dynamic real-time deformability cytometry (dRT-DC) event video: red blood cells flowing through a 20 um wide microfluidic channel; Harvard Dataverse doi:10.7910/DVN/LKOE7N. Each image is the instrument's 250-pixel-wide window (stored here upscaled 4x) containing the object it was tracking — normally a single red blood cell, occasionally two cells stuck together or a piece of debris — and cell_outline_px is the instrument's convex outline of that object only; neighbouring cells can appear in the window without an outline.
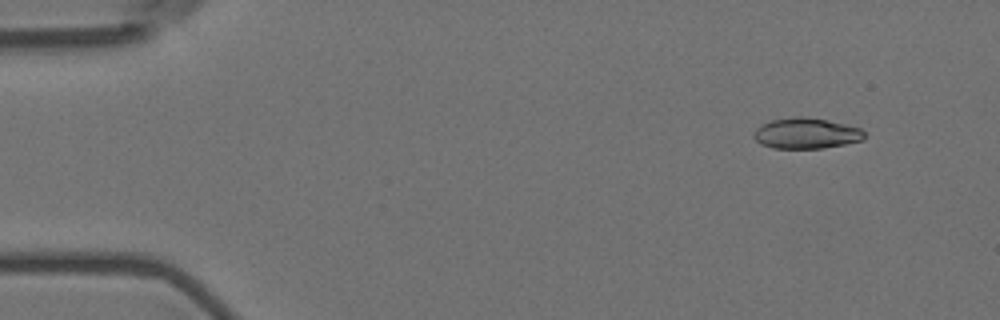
{"species": "Egyptian fruit bat (a non-hibernating species)", "species_latin": "Rousettus aegyptiacus", "temperature_condition": "room temperature", "stored_images_in_passage": 56, "camera_frame_rate_fps": 3000, "um_per_image_px": 0.085, "animal": {"sex": "female"}, "frame": {"image": 1, "passage_image": 5, "time_ms": 1.333, "image_size_px": [1000, 320], "cell_outline_px": [[864, 136], [860, 140], [844, 144], [824, 148], [772, 148], [760, 144], [752, 136], [752, 132], [760, 124], [772, 120], [796, 116], [800, 116], [828, 120], [860, 128], [864, 132]], "centroid_in_image_um": [68.45, 11.33], "position_along_channel_um": 16.5, "area_um2": 19.77}}
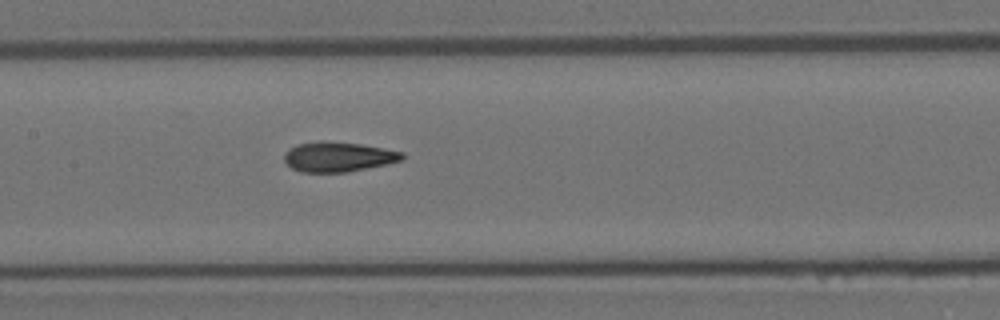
{"frame": {"image": 2, "passage_image": 27, "time_ms": 8.667, "image_size_px": [1000, 320], "cell_outline_px": [[404, 160], [388, 164], [348, 172], [300, 172], [292, 168], [284, 160], [284, 152], [288, 148], [296, 144], [320, 140], [360, 144], [404, 152]], "centroid_in_image_um": [28.74, 13.32], "position_along_channel_um": 178.7, "area_um2": 20.75}}
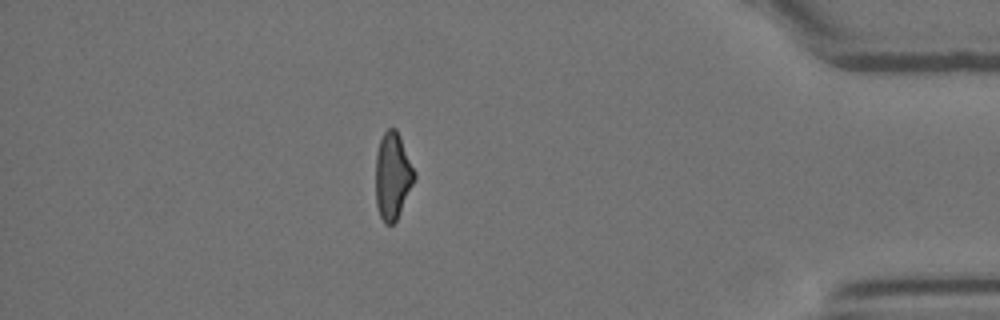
{"frame": {"image": 3, "passage_image": 49, "time_ms": 16.0, "image_size_px": [1000, 320], "cell_outline_px": [[416, 176], [400, 212], [396, 220], [392, 224], [384, 224], [380, 216], [376, 204], [376, 152], [380, 140], [384, 132], [388, 128], [396, 128], [400, 136], [416, 172]], "centroid_in_image_um": [33.37, 14.94], "position_along_channel_um": 401.8, "area_um2": 19.54}, "authors_computed_cell_mechanics": {"area_um2": 20.23, "velocity_mm_per_s": 3.6086, "shape_relaxation_time_tau1_ms": 10.4075, "shape_relaxation_time_tau2_ms": 1.8383, "deformation_change_tau1": 0.2563, "deformation_change_tau2": 0.0827}}